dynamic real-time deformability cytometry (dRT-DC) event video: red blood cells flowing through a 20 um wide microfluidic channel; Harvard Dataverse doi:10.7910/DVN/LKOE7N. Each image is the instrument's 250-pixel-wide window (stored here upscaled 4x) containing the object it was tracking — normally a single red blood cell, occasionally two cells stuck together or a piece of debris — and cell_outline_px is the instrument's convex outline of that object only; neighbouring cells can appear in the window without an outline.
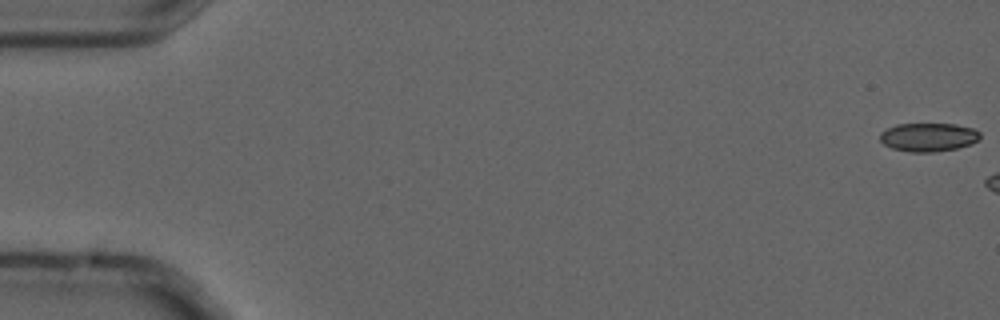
{"species": "common noctule bat (a hibernating species)", "species_latin": "Nyctalus noctula", "temperature_condition": "cold", "stored_images_in_passage": 6, "camera_frame_rate_fps": 3000, "um_per_image_px": 0.085, "animal": {"sex": "male", "forearm_length_mm": 52.5}, "frame": {"image": 1, "passage_image": 1, "time_ms": 0.0, "image_size_px": [1000, 320], "cell_outline_px": [[980, 140], [972, 144], [956, 148], [932, 152], [912, 152], [892, 148], [884, 144], [880, 140], [880, 132], [896, 124], [956, 124], [972, 128], [980, 132]], "centroid_in_image_um": [78.93, 11.65], "position_along_channel_um": 6.1, "area_um2": 16.65}}
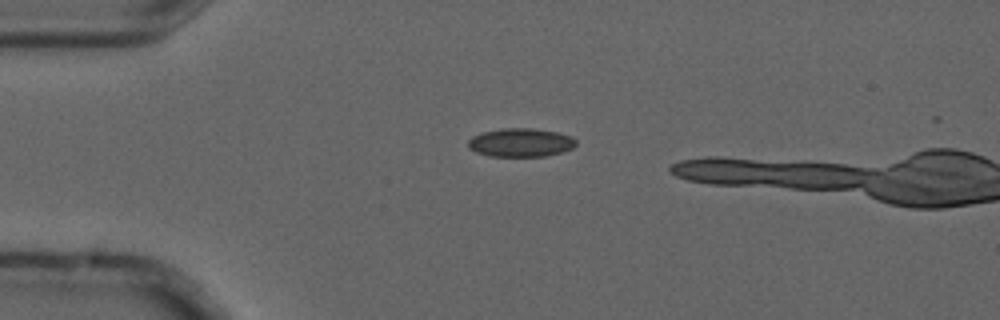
{"frame": {"image": 2, "passage_image": 5, "time_ms": 1.333, "image_size_px": [1000, 320], "cell_outline_px": [[576, 144], [572, 148], [564, 152], [544, 156], [488, 156], [476, 152], [468, 148], [468, 140], [472, 136], [484, 132], [504, 128], [532, 128], [556, 132], [572, 136], [576, 140]], "centroid_in_image_um": [44.26, 12.12], "position_along_channel_um": 40.7, "area_um2": 17.98}}